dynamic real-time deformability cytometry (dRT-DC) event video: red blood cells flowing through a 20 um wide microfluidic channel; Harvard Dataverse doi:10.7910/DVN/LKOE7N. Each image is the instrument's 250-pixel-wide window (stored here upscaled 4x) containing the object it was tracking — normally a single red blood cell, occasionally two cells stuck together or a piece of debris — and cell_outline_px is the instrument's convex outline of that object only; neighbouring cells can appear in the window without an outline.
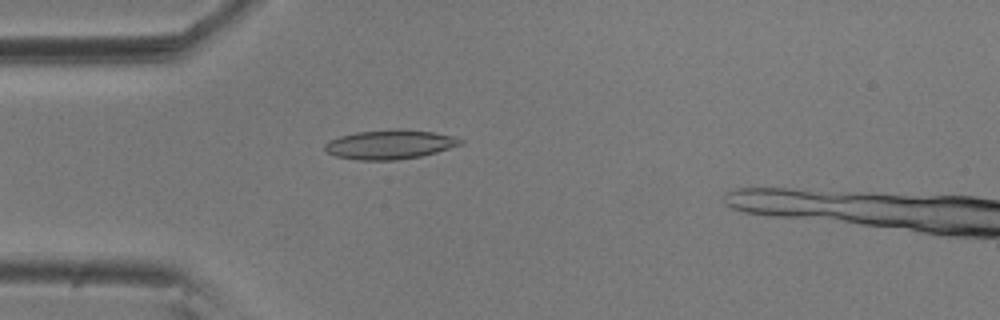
{"species": "common noctule bat (a hibernating species)", "species_latin": "Nyctalus noctula", "temperature_condition": "room temperature", "stored_images_in_passage": 51, "camera_frame_rate_fps": 3000, "um_per_image_px": 0.085, "animal": {"sex": "male", "body_mass_g": 20.5, "forearm_length_mm": 52.5}, "frame": {"image": 1, "passage_image": 15, "time_ms": 4.667, "image_size_px": [1000, 320], "cell_outline_px": [[464, 144], [436, 152], [420, 156], [396, 160], [360, 160], [336, 156], [324, 152], [324, 144], [328, 140], [340, 136], [356, 132], [392, 128], [400, 128], [432, 132], [452, 136], [464, 140]], "centroid_in_image_um": [33.11, 12.27], "position_along_channel_um": 51.9, "area_um2": 23.35}}
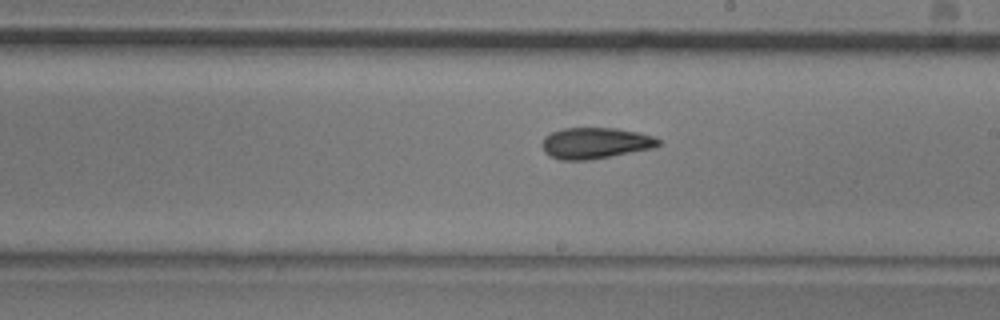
{"frame": {"image": 2, "passage_image": 31, "time_ms": 10.0, "image_size_px": [1000, 320], "cell_outline_px": [[660, 144], [652, 148], [608, 156], [584, 160], [560, 160], [544, 152], [544, 136], [552, 132], [564, 128], [616, 128], [636, 132], [652, 136], [660, 140]], "centroid_in_image_um": [50.59, 12.15], "position_along_channel_um": 238.4, "area_um2": 20.58}}
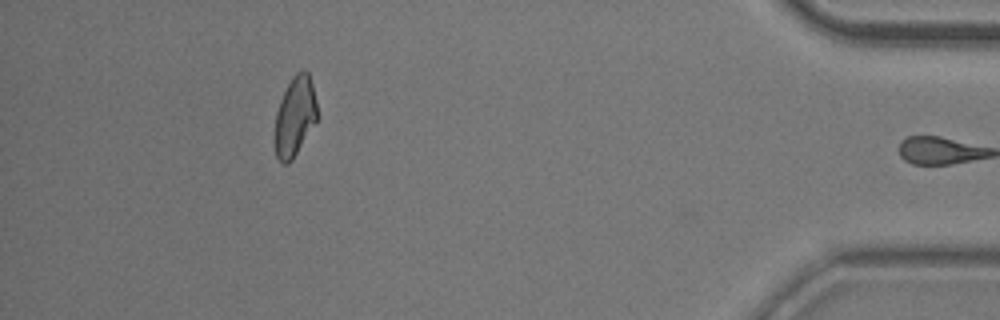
{"frame": {"image": 3, "passage_image": 50, "time_ms": 16.333, "image_size_px": [1000, 320], "cell_outline_px": [[320, 116], [292, 160], [288, 164], [284, 164], [276, 156], [276, 112], [280, 100], [292, 76], [300, 68], [304, 68], [308, 72], [312, 84]], "centroid_in_image_um": [25.11, 9.85], "position_along_channel_um": 410.1, "area_um2": 19.71}, "authors_computed_cell_mechanics": {"area_um2": 21.097, "velocity_mm_per_s": 3.6269, "shape_relaxation_time_tau1_ms": null, "shape_relaxation_time_tau2_ms": 5.1121, "deformation_change_tau1": null, "deformation_change_tau2": 0.1186}}